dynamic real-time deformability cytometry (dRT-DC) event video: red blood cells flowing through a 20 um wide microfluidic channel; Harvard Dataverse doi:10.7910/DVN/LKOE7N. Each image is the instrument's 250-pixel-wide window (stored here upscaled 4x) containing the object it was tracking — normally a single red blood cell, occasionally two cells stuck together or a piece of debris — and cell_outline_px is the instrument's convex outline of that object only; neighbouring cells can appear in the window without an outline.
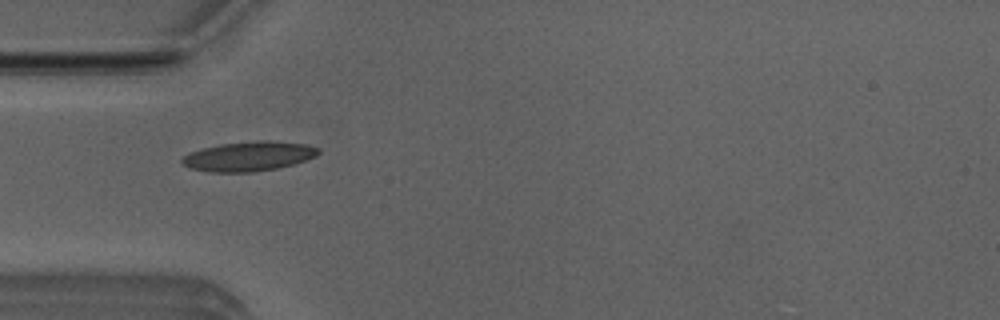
{"species": "Egyptian fruit bat (a non-hibernating species)", "species_latin": "Rousettus aegyptiacus", "temperature_condition": "room temperature", "stored_images_in_passage": 6, "camera_frame_rate_fps": 3000, "um_per_image_px": 0.085, "animal": {"sex": "male"}, "frame": {"image": 1, "passage_image": 5, "time_ms": 1.333, "image_size_px": [1000, 320], "cell_outline_px": [[320, 152], [316, 156], [292, 164], [276, 168], [252, 172], [208, 172], [188, 168], [180, 160], [188, 152], [220, 144], [260, 140], [268, 140], [304, 144], [320, 148]], "centroid_in_image_um": [21.11, 13.28], "position_along_channel_um": 63.9, "area_um2": 23.41}}